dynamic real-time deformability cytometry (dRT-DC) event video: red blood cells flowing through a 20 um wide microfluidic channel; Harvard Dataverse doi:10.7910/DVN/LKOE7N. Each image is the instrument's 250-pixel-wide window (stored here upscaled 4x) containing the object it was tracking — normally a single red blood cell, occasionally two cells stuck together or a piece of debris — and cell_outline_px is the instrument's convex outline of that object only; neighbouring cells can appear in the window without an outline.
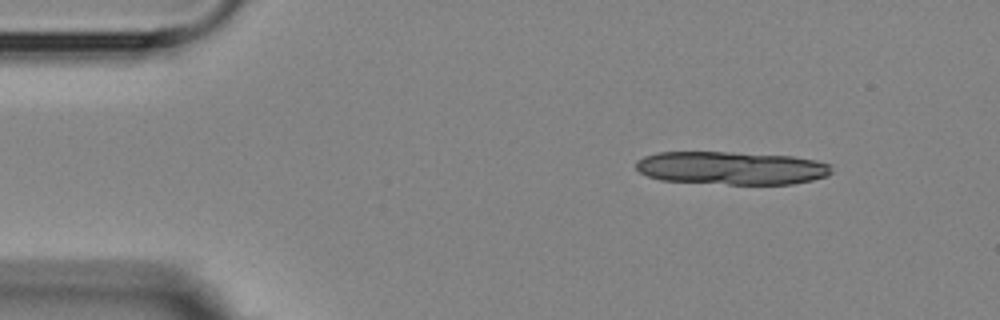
{"species": "Egyptian fruit bat (a non-hibernating species)", "species_latin": "Rousettus aegyptiacus", "temperature_condition": "room temperature", "stored_images_in_passage": 5, "camera_frame_rate_fps": 3000, "um_per_image_px": 0.085, "animal": {"sex": "female"}, "frame": {"image": 1, "passage_image": 1, "time_ms": 0.0, "image_size_px": [1000, 320], "cell_outline_px": [[832, 172], [828, 176], [812, 180], [792, 184], [728, 184], [660, 180], [648, 176], [640, 172], [636, 168], [636, 160], [644, 156], [656, 152], [728, 152], [792, 156], [816, 160], [828, 164]], "centroid_in_image_um": [62.15, 14.28], "position_along_channel_um": 22.9, "area_um2": 37.74}}
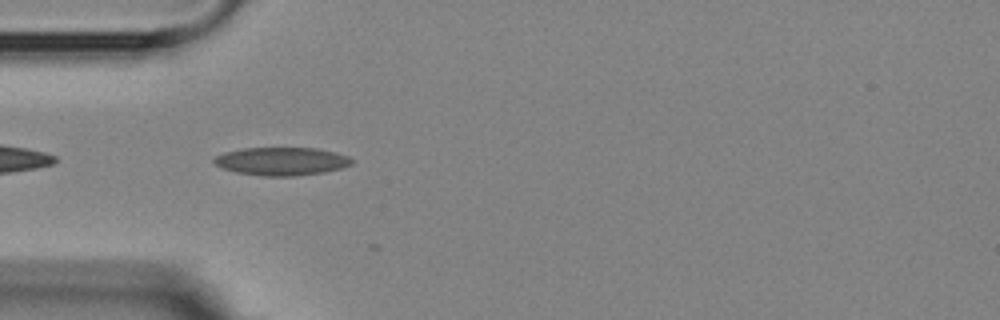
{"frame": {"image": 2, "passage_image": 4, "time_ms": 3.333, "image_size_px": [1000, 320], "cell_outline_px": [[356, 160], [352, 164], [340, 168], [324, 172], [292, 176], [260, 176], [236, 172], [224, 168], [216, 164], [212, 160], [216, 156], [224, 152], [244, 148], [316, 148], [348, 156]], "centroid_in_image_um": [23.94, 13.71], "position_along_channel_um": 61.1, "area_um2": 22.43}}
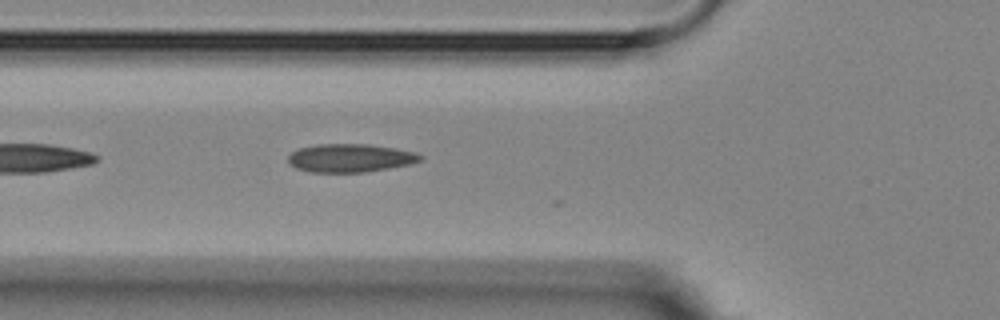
{"frame": {"image": 3, "passage_image": 5, "time_ms": 4.333, "image_size_px": [1000, 320], "cell_outline_px": [[424, 160], [408, 164], [388, 168], [364, 172], [312, 172], [296, 168], [288, 164], [288, 156], [292, 152], [300, 148], [320, 144], [368, 144], [416, 152], [424, 156]], "centroid_in_image_um": [29.77, 13.43], "position_along_channel_um": 96.0, "area_um2": 21.68}}